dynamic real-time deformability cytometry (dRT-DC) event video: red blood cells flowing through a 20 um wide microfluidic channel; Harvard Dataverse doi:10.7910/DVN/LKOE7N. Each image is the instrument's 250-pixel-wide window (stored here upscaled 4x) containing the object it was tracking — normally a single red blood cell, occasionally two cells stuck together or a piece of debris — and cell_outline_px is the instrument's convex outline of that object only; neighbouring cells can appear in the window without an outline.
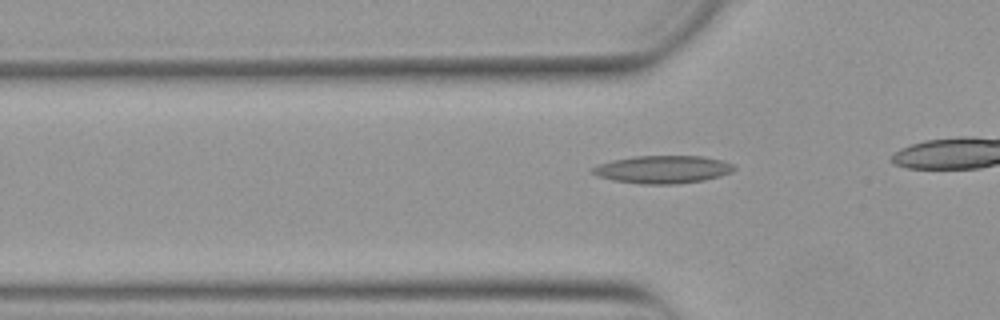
{"species": "Egyptian fruit bat (a non-hibernating species)", "species_latin": "Rousettus aegyptiacus", "temperature_condition": "warm", "stored_images_in_passage": 34, "camera_frame_rate_fps": 3000, "um_per_image_px": 0.085, "animal": {"sex": "female"}, "frame": {"image": 1, "passage_image": 9, "time_ms": 2.667, "image_size_px": [1000, 320], "cell_outline_px": [[736, 168], [732, 172], [720, 176], [704, 180], [676, 184], [640, 184], [612, 180], [596, 176], [588, 172], [592, 168], [600, 164], [612, 160], [632, 156], [704, 156], [724, 160], [736, 164]], "centroid_in_image_um": [56.35, 14.4], "position_along_channel_um": 69.4, "area_um2": 23.29}}
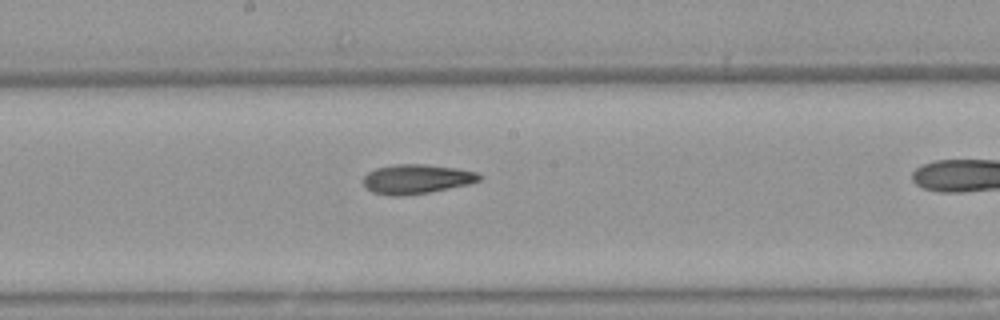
{"frame": {"image": 2, "passage_image": 20, "time_ms": 6.333, "image_size_px": [1000, 320], "cell_outline_px": [[484, 176], [480, 180], [468, 184], [428, 192], [400, 196], [388, 196], [372, 192], [364, 184], [364, 176], [368, 172], [376, 168], [392, 164], [424, 164], [456, 168], [476, 172]], "centroid_in_image_um": [35.4, 15.21], "position_along_channel_um": 212.8, "area_um2": 19.83}}
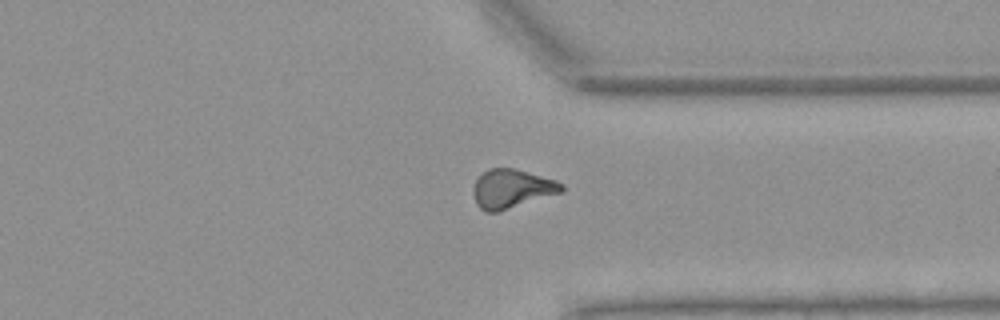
{"frame": {"image": 3, "passage_image": 32, "time_ms": 10.333, "image_size_px": [1000, 320], "cell_outline_px": [[564, 192], [500, 212], [484, 212], [476, 204], [472, 192], [472, 188], [476, 180], [488, 168], [516, 168], [556, 180], [564, 184]], "centroid_in_image_um": [43.52, 16.06], "position_along_channel_um": 367.9, "area_um2": 20.46}}